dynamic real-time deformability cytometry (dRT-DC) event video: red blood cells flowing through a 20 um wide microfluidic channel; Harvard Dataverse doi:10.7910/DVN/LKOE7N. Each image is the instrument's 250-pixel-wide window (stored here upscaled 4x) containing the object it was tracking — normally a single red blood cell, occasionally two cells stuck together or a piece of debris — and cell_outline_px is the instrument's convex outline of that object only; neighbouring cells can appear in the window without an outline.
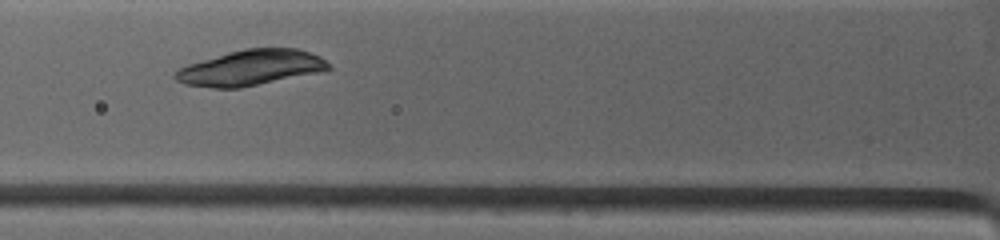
{"species": "common noctule bat (a hibernating species)", "species_latin": "Nyctalus noctula", "temperature_condition": "warm", "stored_images_in_passage": 6, "camera_frame_rate_fps": 4500, "um_per_image_px": 0.085, "animal": {"sex": "female", "body_mass_g": 19.0, "forearm_length_mm": 53.3}, "frame": {"image": 1, "passage_image": 5, "time_ms": 3.333, "image_size_px": [1000, 240], "cell_outline_px": [[332, 68], [316, 72], [240, 88], [212, 88], [184, 84], [176, 80], [176, 72], [180, 68], [188, 64], [232, 52], [248, 48], [296, 48], [320, 56]], "centroid_in_image_um": [21.3, 5.76], "position_along_channel_um": 104.5, "area_um2": 30.87}}
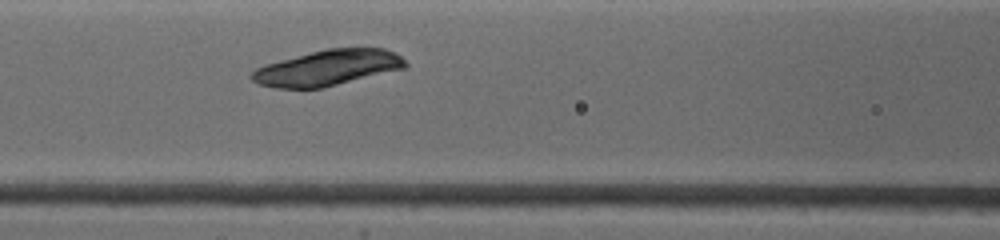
{"frame": {"image": 2, "passage_image": 6, "time_ms": 4.222, "image_size_px": [1000, 240], "cell_outline_px": [[408, 64], [404, 68], [320, 88], [276, 88], [260, 84], [252, 80], [248, 76], [256, 68], [264, 64], [328, 48], [384, 48], [400, 56]], "centroid_in_image_um": [27.8, 5.76], "position_along_channel_um": 138.8, "area_um2": 31.39}}